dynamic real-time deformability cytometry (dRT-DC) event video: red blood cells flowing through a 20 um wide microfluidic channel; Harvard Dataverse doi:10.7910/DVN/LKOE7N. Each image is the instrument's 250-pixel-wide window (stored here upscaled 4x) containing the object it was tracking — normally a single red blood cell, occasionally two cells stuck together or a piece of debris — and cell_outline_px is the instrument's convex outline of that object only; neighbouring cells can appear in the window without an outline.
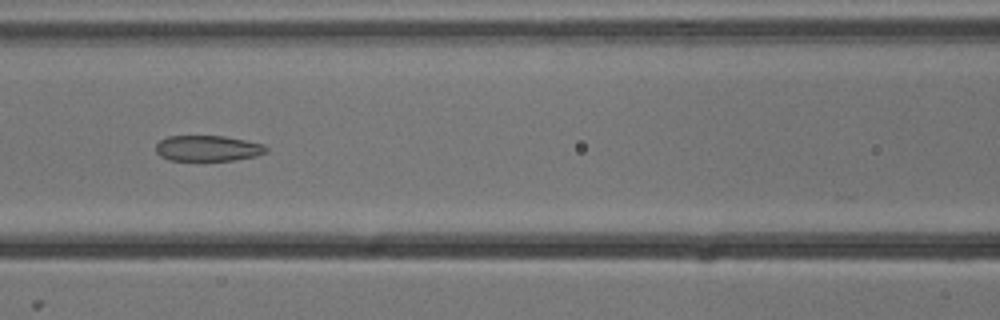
{"species": "common noctule bat (a hibernating species)", "species_latin": "Nyctalus noctula", "temperature_condition": "cold", "stored_images_in_passage": 7, "camera_frame_rate_fps": 3000, "um_per_image_px": 0.085, "animal": {"sex": "male", "body_mass_g": 13.3}, "frame": {"image": 1, "passage_image": 7, "time_ms": 2.0, "image_size_px": [1000, 320], "cell_outline_px": [[268, 152], [256, 156], [236, 160], [168, 160], [160, 156], [156, 152], [156, 144], [160, 140], [168, 136], [224, 136], [264, 144], [268, 148]], "centroid_in_image_um": [17.68, 12.61], "position_along_channel_um": 148.9, "area_um2": 16.59}}